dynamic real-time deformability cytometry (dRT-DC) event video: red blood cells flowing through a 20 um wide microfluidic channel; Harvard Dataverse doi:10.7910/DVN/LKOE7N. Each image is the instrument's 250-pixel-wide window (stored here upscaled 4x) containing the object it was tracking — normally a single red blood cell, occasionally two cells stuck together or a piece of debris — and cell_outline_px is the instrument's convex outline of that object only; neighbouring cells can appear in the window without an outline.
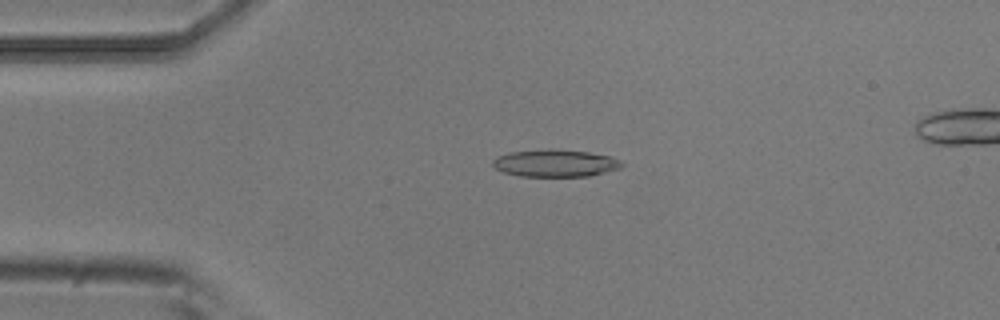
{"species": "common noctule bat (a hibernating species)", "species_latin": "Nyctalus noctula", "temperature_condition": "room temperature", "stored_images_in_passage": 5, "camera_frame_rate_fps": 3000, "um_per_image_px": 0.085, "animal": {"sex": "male", "body_mass_g": 20.5, "forearm_length_mm": 52.5}, "frame": {"image": 1, "passage_image": 3, "time_ms": 0.667, "image_size_px": [1000, 320], "cell_outline_px": [[624, 164], [620, 168], [588, 176], [520, 176], [504, 172], [496, 168], [492, 164], [492, 160], [496, 156], [512, 152], [552, 148], [588, 152], [612, 156], [620, 160]], "centroid_in_image_um": [47.2, 13.86], "position_along_channel_um": 37.8, "area_um2": 20.52}}
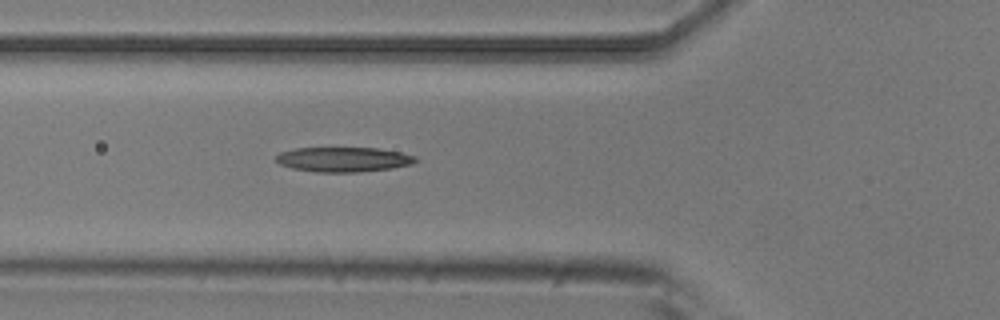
{"frame": {"image": 2, "passage_image": 5, "time_ms": 1.333, "image_size_px": [1000, 320], "cell_outline_px": [[416, 160], [412, 164], [392, 168], [356, 172], [316, 172], [292, 168], [280, 164], [276, 160], [276, 156], [280, 152], [296, 148], [376, 148], [400, 152], [416, 156]], "centroid_in_image_um": [29.18, 13.55], "position_along_channel_um": 96.6, "area_um2": 20.0}}